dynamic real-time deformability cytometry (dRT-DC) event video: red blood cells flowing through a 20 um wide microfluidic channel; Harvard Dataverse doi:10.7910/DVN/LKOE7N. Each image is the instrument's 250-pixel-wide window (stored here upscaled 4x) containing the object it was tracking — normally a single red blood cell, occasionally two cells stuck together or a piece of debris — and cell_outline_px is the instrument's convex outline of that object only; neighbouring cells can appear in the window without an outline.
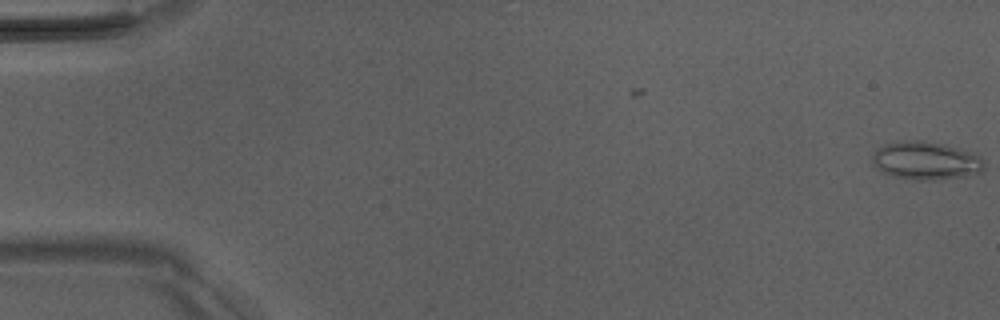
{"species": "Egyptian fruit bat (a non-hibernating species)", "species_latin": "Rousettus aegyptiacus", "temperature_condition": "room temperature", "stored_images_in_passage": 7, "camera_frame_rate_fps": 3000, "um_per_image_px": 0.085, "animal": {"sex": "male"}, "frame": {"image": 1, "passage_image": 1, "time_ms": 0.0, "image_size_px": [1000, 320], "cell_outline_px": [[984, 168], [980, 172], [940, 180], [916, 180], [896, 176], [884, 172], [872, 164], [872, 156], [884, 144], [896, 140], [924, 140], [944, 144], [960, 148], [984, 160]], "centroid_in_image_um": [78.67, 13.64], "position_along_channel_um": 6.3, "area_um2": 24.62}}